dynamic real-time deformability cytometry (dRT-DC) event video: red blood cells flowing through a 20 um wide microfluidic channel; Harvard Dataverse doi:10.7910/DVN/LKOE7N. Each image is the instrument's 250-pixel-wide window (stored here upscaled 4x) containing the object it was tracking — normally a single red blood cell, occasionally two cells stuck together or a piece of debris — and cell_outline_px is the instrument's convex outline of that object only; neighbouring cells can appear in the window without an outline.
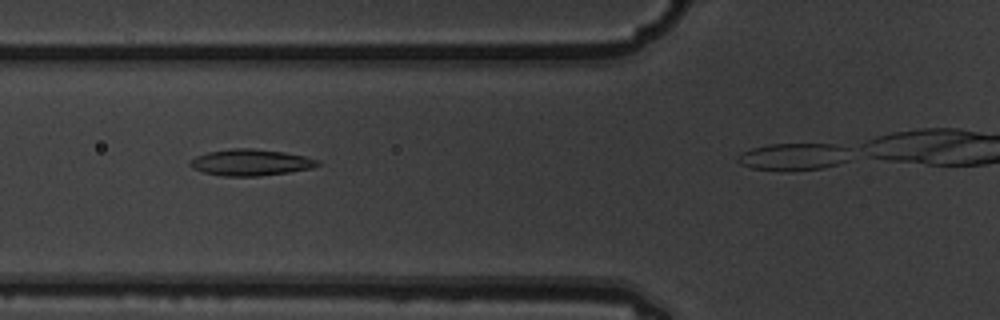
{"species": "common noctule bat (a hibernating species)", "species_latin": "Nyctalus noctula", "temperature_condition": "warm", "stored_images_in_passage": 5, "camera_frame_rate_fps": 3000, "um_per_image_px": 0.085, "animal": {"sex": "male", "body_mass_g": 19.5, "forearm_length_mm": 54.6}, "frame": {"image": 1, "passage_image": 4, "time_ms": 1.0, "image_size_px": [1000, 320], "cell_outline_px": [[320, 164], [312, 168], [288, 172], [260, 176], [224, 176], [204, 172], [192, 168], [188, 164], [196, 156], [208, 152], [232, 148], [252, 148], [284, 152], [304, 156], [320, 160]], "centroid_in_image_um": [21.32, 13.8], "position_along_channel_um": 104.5, "area_um2": 19.54}}